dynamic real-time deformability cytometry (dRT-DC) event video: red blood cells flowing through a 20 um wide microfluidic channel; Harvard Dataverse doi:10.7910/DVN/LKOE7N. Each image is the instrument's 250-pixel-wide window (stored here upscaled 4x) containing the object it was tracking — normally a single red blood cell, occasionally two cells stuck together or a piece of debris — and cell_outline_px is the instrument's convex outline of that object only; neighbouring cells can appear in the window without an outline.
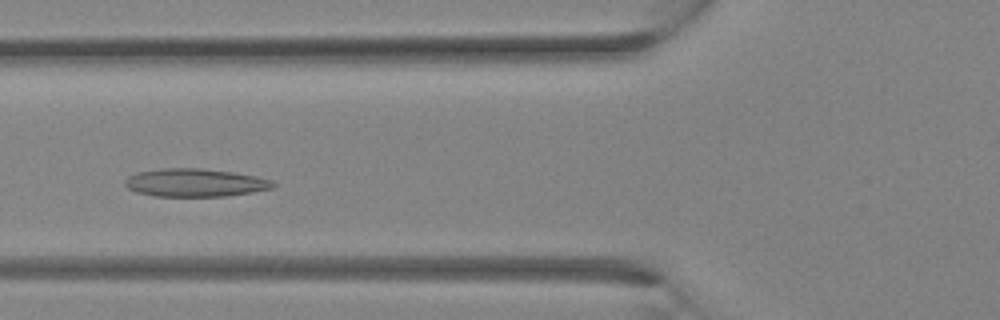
{"species": "Egyptian fruit bat (a non-hibernating species)", "species_latin": "Rousettus aegyptiacus", "temperature_condition": "room temperature", "stored_images_in_passage": 31, "camera_frame_rate_fps": 3000, "um_per_image_px": 0.085, "animal": {"sex": "female"}, "frame": {"image": 1, "passage_image": 10, "time_ms": 3.0, "image_size_px": [1000, 320], "cell_outline_px": [[276, 184], [272, 188], [252, 192], [228, 196], [152, 196], [136, 192], [128, 188], [124, 184], [124, 180], [128, 176], [136, 172], [160, 168], [200, 168], [232, 172], [256, 176], [272, 180]], "centroid_in_image_um": [16.55, 15.52], "position_along_channel_um": 109.3, "area_um2": 24.33}}
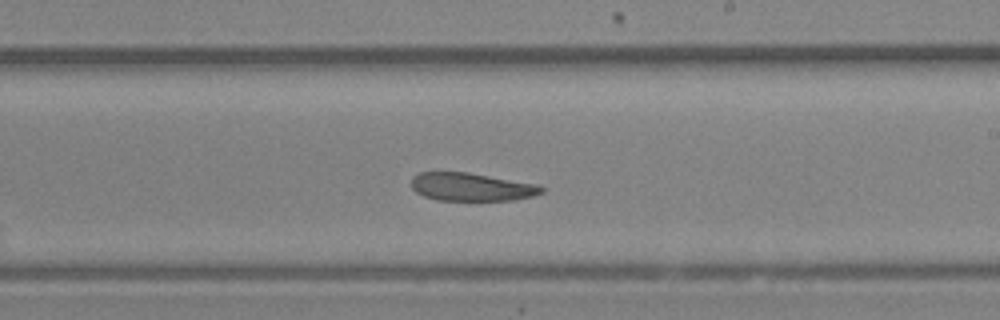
{"frame": {"image": 2, "passage_image": 17, "time_ms": 5.333, "image_size_px": [1000, 320], "cell_outline_px": [[544, 192], [532, 196], [512, 200], [436, 200], [424, 196], [416, 192], [412, 188], [412, 176], [420, 172], [468, 172], [536, 184], [544, 188]], "centroid_in_image_um": [40.05, 15.88], "position_along_channel_um": 249.0, "area_um2": 21.21}}
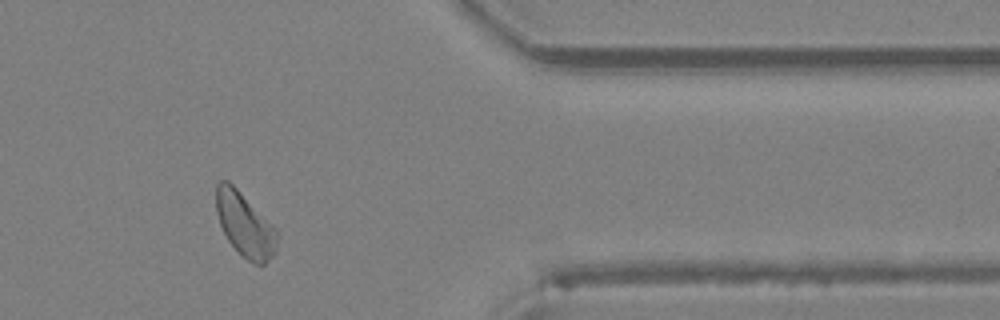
{"frame": {"image": 3, "passage_image": 25, "time_ms": 8.0, "image_size_px": [1000, 320], "cell_outline_px": [[280, 232], [276, 252], [264, 264], [256, 264], [248, 260], [228, 240], [220, 224], [216, 212], [216, 184], [220, 180], [228, 180]], "centroid_in_image_um": [20.84, 19.09], "position_along_channel_um": 390.6, "area_um2": 22.54}}